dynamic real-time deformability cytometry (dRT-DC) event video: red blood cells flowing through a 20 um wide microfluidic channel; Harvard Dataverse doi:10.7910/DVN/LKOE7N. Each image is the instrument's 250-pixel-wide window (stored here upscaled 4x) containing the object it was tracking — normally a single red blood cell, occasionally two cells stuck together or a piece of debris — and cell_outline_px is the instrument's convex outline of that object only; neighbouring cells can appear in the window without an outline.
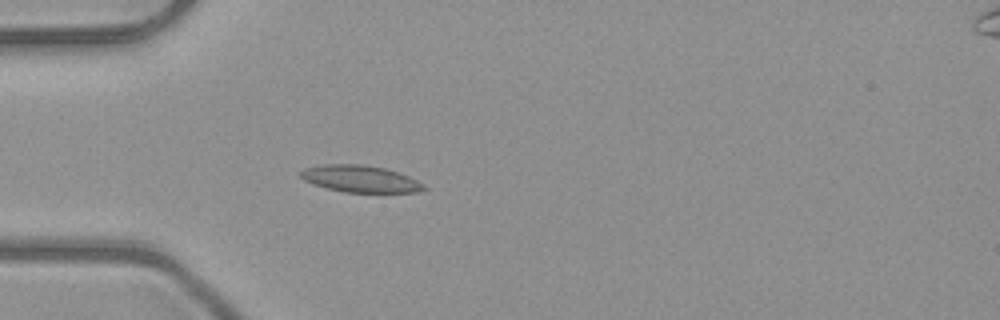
{"species": "common noctule bat (a hibernating species)", "species_latin": "Nyctalus noctula", "temperature_condition": "room temperature", "stored_images_in_passage": 51, "camera_frame_rate_fps": 3000, "um_per_image_px": 0.085, "animal": {"sex": "male", "body_mass_g": 23.1, "forearm_length_mm": 52.7}, "frame": {"image": 1, "passage_image": 15, "time_ms": 4.667, "image_size_px": [1000, 320], "cell_outline_px": [[428, 188], [420, 192], [344, 192], [312, 184], [304, 180], [300, 176], [300, 172], [304, 168], [324, 164], [360, 164], [384, 168], [408, 176], [424, 184]], "centroid_in_image_um": [30.62, 15.2], "position_along_channel_um": 54.4, "area_um2": 19.19}}
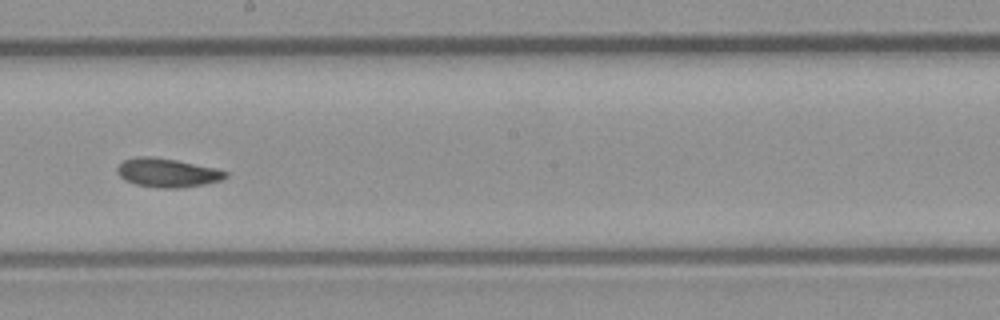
{"frame": {"image": 2, "passage_image": 29, "time_ms": 9.333, "image_size_px": [1000, 320], "cell_outline_px": [[228, 176], [220, 180], [204, 184], [180, 188], [156, 188], [136, 184], [124, 180], [116, 172], [116, 168], [124, 160], [136, 156], [152, 156], [176, 160], [216, 168], [228, 172]], "centroid_in_image_um": [14.2, 14.68], "position_along_channel_um": 234.0, "area_um2": 18.26}}
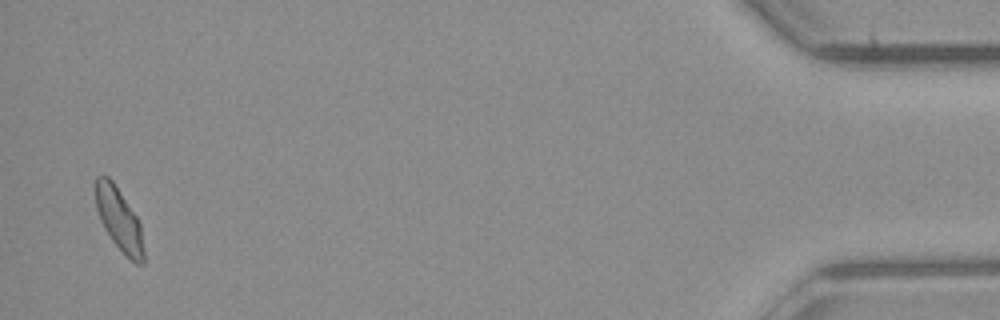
{"frame": {"image": 3, "passage_image": 50, "time_ms": 16.333, "image_size_px": [1000, 320], "cell_outline_px": [[144, 264], [136, 264], [112, 240], [104, 228], [100, 220], [96, 208], [96, 176], [108, 176], [112, 180], [136, 216], [140, 224], [144, 248]], "centroid_in_image_um": [10.13, 18.65], "position_along_channel_um": 425.1, "area_um2": 17.22}, "authors_computed_cell_mechanics": {"area_um2": 18.0914, "velocity_mm_per_s": 4.0067, "shape_relaxation_time_tau1_ms": 5.8185, "shape_relaxation_time_tau2_ms": 2.7348, "deformation_change_tau1": 0.1373, "deformation_change_tau2": 0.075}}